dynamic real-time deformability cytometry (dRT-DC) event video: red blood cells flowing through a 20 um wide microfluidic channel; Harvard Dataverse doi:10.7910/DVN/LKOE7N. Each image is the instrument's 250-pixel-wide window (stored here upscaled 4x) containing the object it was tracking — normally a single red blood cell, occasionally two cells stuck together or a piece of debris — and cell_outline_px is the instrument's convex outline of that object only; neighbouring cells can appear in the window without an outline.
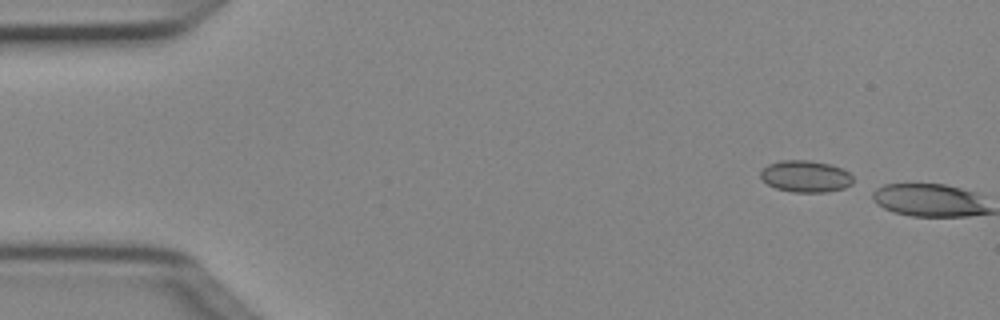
{"species": "Egyptian fruit bat (a non-hibernating species)", "species_latin": "Rousettus aegyptiacus", "temperature_condition": "cold", "stored_images_in_passage": 2, "camera_frame_rate_fps": 3000, "um_per_image_px": 0.085, "animal": {"sex": "female"}, "frame": {"image": 1, "passage_image": 1, "time_ms": 0.0, "image_size_px": [1000, 320], "cell_outline_px": [[852, 184], [844, 188], [824, 192], [792, 192], [776, 188], [768, 184], [760, 176], [760, 172], [768, 164], [780, 160], [808, 160], [832, 164], [848, 172], [852, 176]], "centroid_in_image_um": [68.47, 14.98], "position_along_channel_um": 16.5, "area_um2": 17.05}}